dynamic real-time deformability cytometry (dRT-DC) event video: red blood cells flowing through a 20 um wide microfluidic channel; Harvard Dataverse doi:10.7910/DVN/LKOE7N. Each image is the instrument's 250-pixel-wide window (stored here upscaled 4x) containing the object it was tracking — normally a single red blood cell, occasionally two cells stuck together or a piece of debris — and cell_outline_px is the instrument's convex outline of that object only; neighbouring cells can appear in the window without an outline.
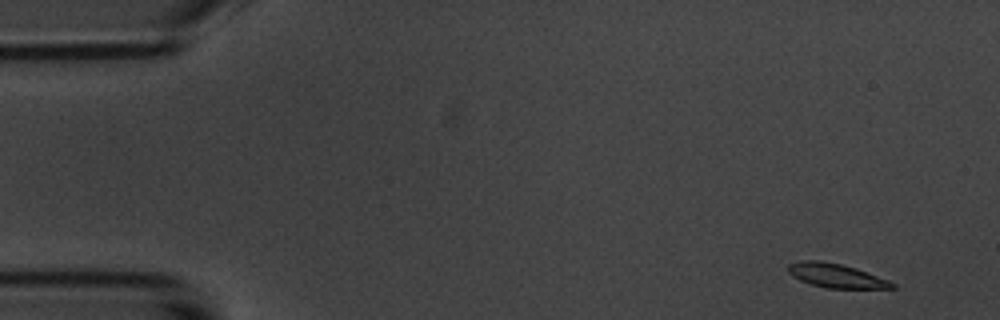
{"species": "common noctule bat (a hibernating species)", "species_latin": "Nyctalus noctula", "temperature_condition": "room temperature", "stored_images_in_passage": 15, "camera_frame_rate_fps": 3000, "um_per_image_px": 0.085, "animal": {"sex": "male", "body_mass_g": 20.1, "forearm_length_mm": 53.5}, "frame": {"image": 1, "passage_image": 1, "time_ms": 0.0, "image_size_px": [1000, 320], "cell_outline_px": [[896, 288], [828, 288], [812, 284], [800, 280], [792, 276], [788, 272], [788, 264], [800, 260], [820, 260], [840, 264], [856, 268], [888, 280], [896, 284]], "centroid_in_image_um": [71.05, 23.42], "position_along_channel_um": 14.0, "area_um2": 14.45}}
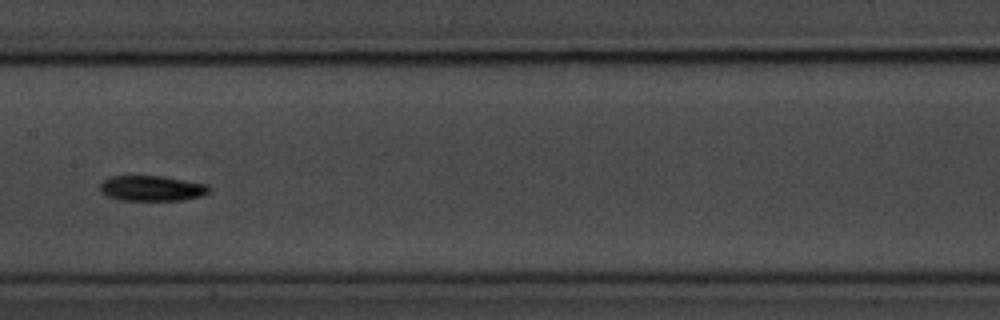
{"frame": {"image": 2, "passage_image": 7, "time_ms": 8.0, "image_size_px": [1000, 320], "cell_outline_px": [[212, 188], [208, 192], [200, 196], [184, 200], [120, 200], [108, 196], [100, 192], [100, 184], [108, 176], [164, 176], [208, 184]], "centroid_in_image_um": [12.91, 16.0], "position_along_channel_um": 194.5, "area_um2": 16.24}, "authors_computed_cell_mechanics": {"area_um2": 15.4904, "velocity_mm_per_s": 3.6181, "shape_relaxation_time_tau1_ms": 3.0095, "shape_relaxation_time_tau2_ms": null, "deformation_change_tau1": 0.1327, "deformation_change_tau2": null}}